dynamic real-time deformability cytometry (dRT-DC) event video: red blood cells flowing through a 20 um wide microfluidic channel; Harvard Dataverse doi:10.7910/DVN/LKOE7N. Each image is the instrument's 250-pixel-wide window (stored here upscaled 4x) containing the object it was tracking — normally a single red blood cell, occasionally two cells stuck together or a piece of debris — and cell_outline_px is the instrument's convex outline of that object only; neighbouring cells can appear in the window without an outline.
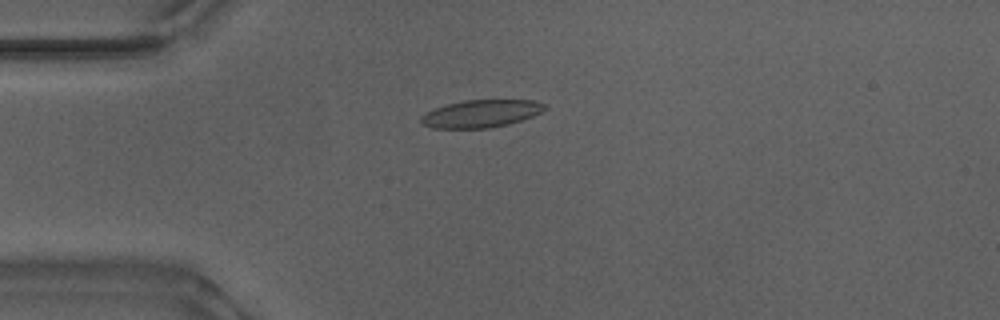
{"species": "Egyptian fruit bat (a non-hibernating species)", "species_latin": "Rousettus aegyptiacus", "temperature_condition": "warm", "stored_images_in_passage": 53, "camera_frame_rate_fps": 3000, "um_per_image_px": 0.085, "animal": {"sex": "male"}, "frame": {"image": 1, "passage_image": 14, "time_ms": 4.333, "image_size_px": [1000, 320], "cell_outline_px": [[548, 108], [532, 116], [508, 124], [488, 128], [432, 128], [424, 124], [420, 120], [420, 116], [432, 108], [464, 100], [532, 100], [548, 104]], "centroid_in_image_um": [40.89, 9.65], "position_along_channel_um": 44.1, "area_um2": 19.88}}
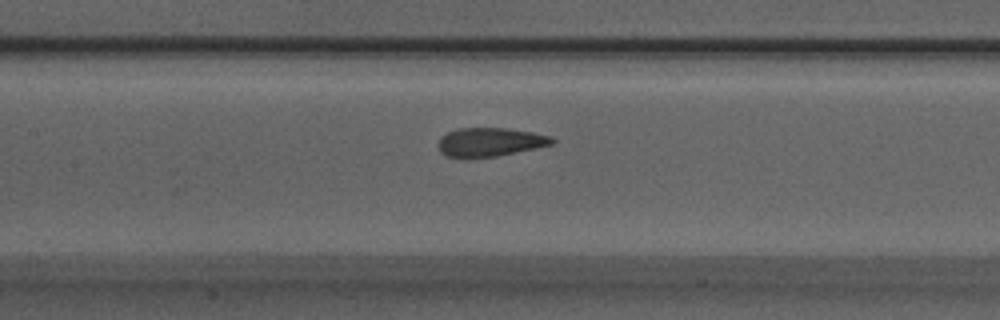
{"frame": {"image": 2, "passage_image": 25, "time_ms": 8.0, "image_size_px": [1000, 320], "cell_outline_px": [[556, 140], [552, 144], [536, 148], [496, 156], [464, 160], [444, 156], [440, 152], [440, 136], [456, 128], [508, 128], [532, 132], [552, 136]], "centroid_in_image_um": [41.61, 12.1], "position_along_channel_um": 165.8, "area_um2": 19.48}}
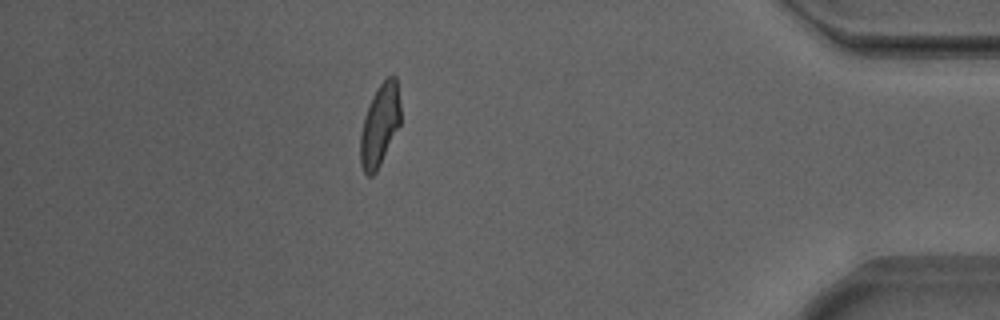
{"frame": {"image": 3, "passage_image": 47, "time_ms": 15.333, "image_size_px": [1000, 320], "cell_outline_px": [[400, 124], [376, 172], [372, 176], [368, 176], [364, 172], [360, 164], [360, 136], [364, 116], [372, 96], [376, 88], [392, 72], [396, 76], [400, 104]], "centroid_in_image_um": [32.28, 10.6], "position_along_channel_um": 402.9, "area_um2": 19.25}, "authors_computed_cell_mechanics": {"area_um2": 19.8832, "velocity_mm_per_s": 3.8737, "shape_relaxation_time_tau1_ms": 4.6994, "shape_relaxation_time_tau2_ms": 1.2487, "deformation_change_tau1": 0.2033, "deformation_change_tau2": 0.0812}}